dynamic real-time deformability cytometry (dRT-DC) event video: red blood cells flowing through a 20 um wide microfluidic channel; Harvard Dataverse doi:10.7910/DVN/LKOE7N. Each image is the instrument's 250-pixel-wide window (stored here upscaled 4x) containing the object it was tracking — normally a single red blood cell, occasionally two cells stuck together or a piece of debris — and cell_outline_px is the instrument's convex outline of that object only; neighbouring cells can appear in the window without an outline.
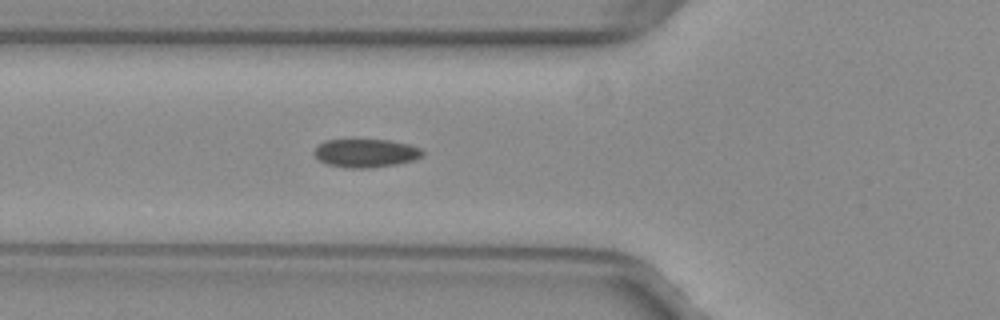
{"species": "common noctule bat (a hibernating species)", "species_latin": "Nyctalus noctula", "temperature_condition": "warm", "stored_images_in_passage": 40, "camera_frame_rate_fps": 3000, "um_per_image_px": 0.085, "animal": {"sex": "female", "body_mass_g": 29.2, "forearm_length_mm": 56.3}, "frame": {"image": 1, "passage_image": 12, "time_ms": 3.667, "image_size_px": [1000, 320], "cell_outline_px": [[424, 156], [412, 160], [396, 164], [368, 168], [348, 168], [328, 164], [320, 160], [312, 152], [324, 140], [388, 140], [408, 144], [420, 148], [424, 152]], "centroid_in_image_um": [31.1, 13.01], "position_along_channel_um": 94.7, "area_um2": 17.74}}
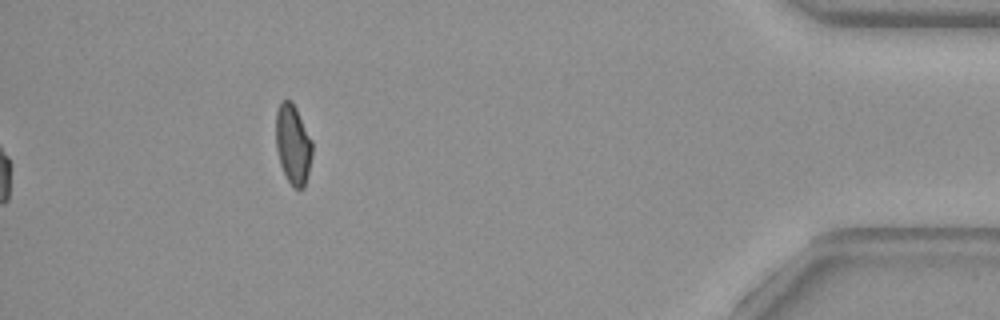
{"frame": {"image": 2, "passage_image": 40, "time_ms": 13.0, "image_size_px": [1000, 320], "cell_outline_px": [[312, 156], [304, 188], [292, 188], [280, 164], [276, 148], [276, 112], [280, 104], [284, 100], [292, 100], [312, 140]], "centroid_in_image_um": [24.9, 12.27], "position_along_channel_um": 410.3, "area_um2": 16.82}, "authors_computed_cell_mechanics": {"area_um2": 18.0047, "velocity_mm_per_s": 4.0002, "shape_relaxation_time_tau1_ms": null, "shape_relaxation_time_tau2_ms": 1.4813, "deformation_change_tau1": null, "deformation_change_tau2": 0.0569}}